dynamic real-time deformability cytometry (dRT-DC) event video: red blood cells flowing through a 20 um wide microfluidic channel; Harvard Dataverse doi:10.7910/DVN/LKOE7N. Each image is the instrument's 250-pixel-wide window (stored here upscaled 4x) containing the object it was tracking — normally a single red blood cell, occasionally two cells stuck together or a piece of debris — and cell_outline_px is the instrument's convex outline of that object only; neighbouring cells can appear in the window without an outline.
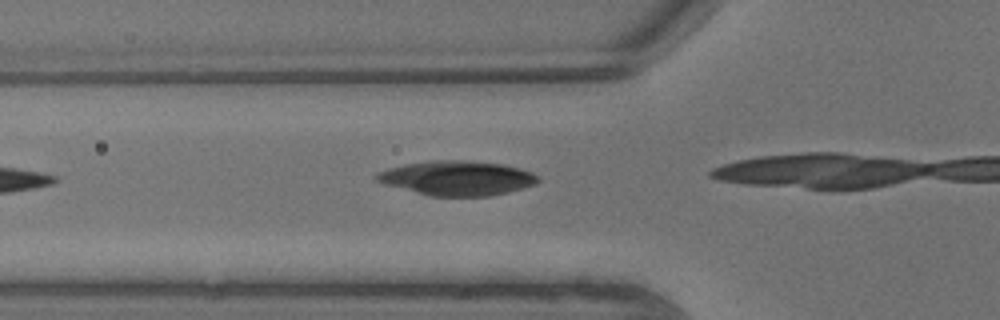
{"species": "common noctule bat (a hibernating species)", "species_latin": "Nyctalus noctula", "temperature_condition": "warm", "stored_images_in_passage": 5, "camera_frame_rate_fps": 3000, "um_per_image_px": 0.085, "animal": {"sex": "male", "body_mass_g": 13.3}, "frame": {"image": 1, "passage_image": 5, "time_ms": 1.333, "image_size_px": [1000, 320], "cell_outline_px": [[540, 180], [536, 184], [524, 188], [508, 192], [488, 196], [428, 196], [384, 184], [376, 180], [372, 176], [376, 172], [388, 168], [404, 164], [428, 160], [464, 160], [504, 164], [520, 168], [532, 172], [540, 176]], "centroid_in_image_um": [38.84, 15.13], "position_along_channel_um": 87.0, "area_um2": 32.95}}